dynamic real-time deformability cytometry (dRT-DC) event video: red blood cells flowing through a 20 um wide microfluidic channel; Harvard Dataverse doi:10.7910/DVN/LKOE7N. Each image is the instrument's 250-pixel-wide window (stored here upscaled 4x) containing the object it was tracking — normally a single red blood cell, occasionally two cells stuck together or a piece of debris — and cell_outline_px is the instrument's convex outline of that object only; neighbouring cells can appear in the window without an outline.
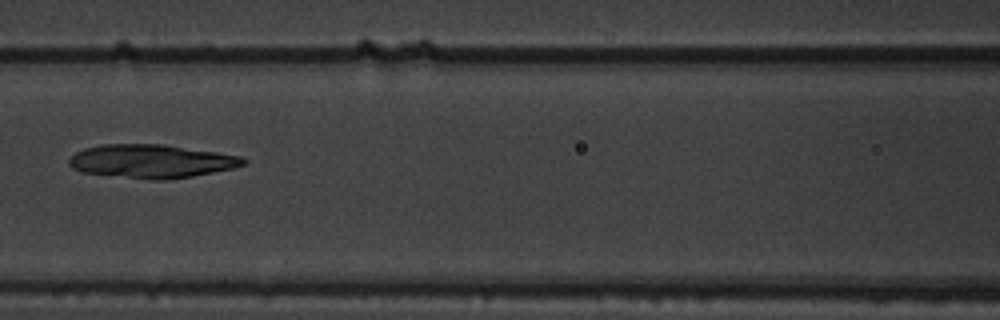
{"species": "common noctule bat (a hibernating species)", "species_latin": "Nyctalus noctula", "temperature_condition": "warm", "stored_images_in_passage": 10, "camera_frame_rate_fps": 3000, "um_per_image_px": 0.085, "animal": {"sex": "male", "body_mass_g": 19.5, "forearm_length_mm": 54.6}, "frame": {"image": 1, "passage_image": 7, "time_ms": 2.0, "image_size_px": [1000, 320], "cell_outline_px": [[248, 160], [244, 164], [232, 168], [192, 176], [168, 180], [152, 180], [80, 172], [72, 168], [68, 164], [68, 160], [76, 152], [84, 148], [100, 144], [164, 144], [216, 152], [240, 156]], "centroid_in_image_um": [12.83, 13.7], "position_along_channel_um": 153.8, "area_um2": 34.04}}
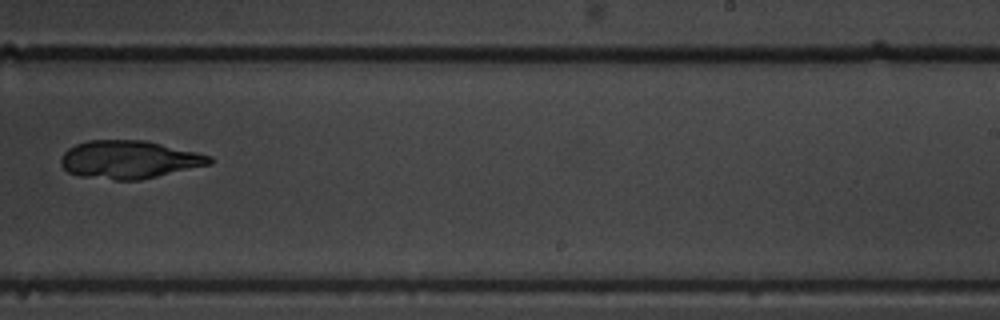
{"frame": {"image": 2, "passage_image": 10, "time_ms": 3.0, "image_size_px": [1000, 320], "cell_outline_px": [[212, 164], [140, 180], [116, 180], [80, 176], [68, 172], [60, 164], [60, 160], [64, 152], [68, 148], [76, 144], [88, 140], [144, 140], [196, 152], [212, 156]], "centroid_in_image_um": [10.96, 13.57], "position_along_channel_um": 278.0, "area_um2": 32.89}}